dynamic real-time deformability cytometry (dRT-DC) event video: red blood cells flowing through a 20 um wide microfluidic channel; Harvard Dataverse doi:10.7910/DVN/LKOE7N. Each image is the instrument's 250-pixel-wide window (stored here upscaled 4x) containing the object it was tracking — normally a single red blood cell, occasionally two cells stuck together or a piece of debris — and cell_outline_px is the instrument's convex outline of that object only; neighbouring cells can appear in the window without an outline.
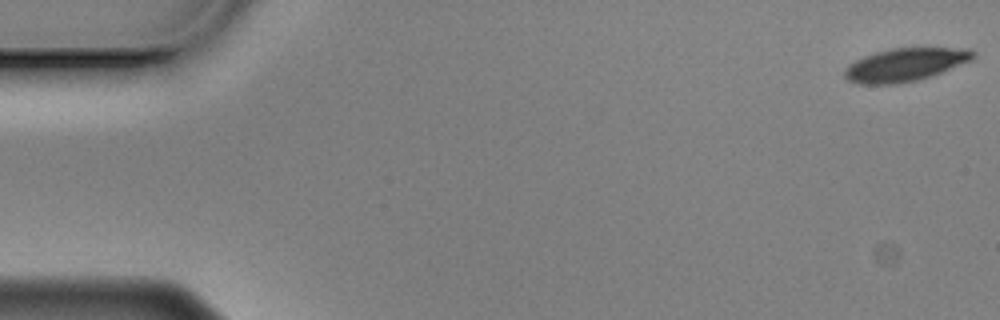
{"species": "Egyptian fruit bat (a non-hibernating species)", "species_latin": "Rousettus aegyptiacus", "temperature_condition": "cold", "stored_images_in_passage": 58, "camera_frame_rate_fps": 3000, "um_per_image_px": 0.085, "animal": {"sex": "male"}, "frame": {"image": 1, "passage_image": 1, "time_ms": 0.0, "image_size_px": [1000, 320], "cell_outline_px": [[976, 56], [972, 60], [940, 72], [916, 80], [892, 84], [860, 84], [848, 80], [844, 76], [844, 68], [848, 64], [864, 56], [888, 48], [968, 48], [976, 52]], "centroid_in_image_um": [76.92, 5.48], "position_along_channel_um": 8.1, "area_um2": 24.62}}
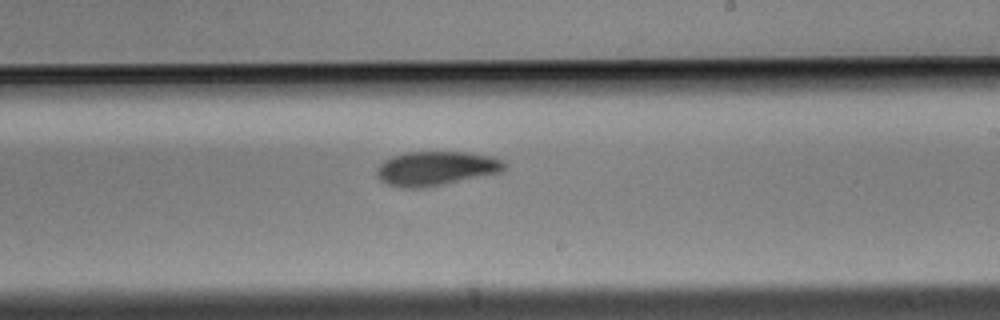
{"frame": {"image": 2, "passage_image": 34, "time_ms": 11.0, "image_size_px": [1000, 320], "cell_outline_px": [[508, 164], [500, 172], [444, 184], [424, 188], [400, 188], [388, 184], [380, 180], [376, 176], [376, 168], [384, 160], [392, 156], [404, 152], [468, 152], [492, 156], [504, 160]], "centroid_in_image_um": [37.04, 14.31], "position_along_channel_um": 252.0, "area_um2": 25.66}}
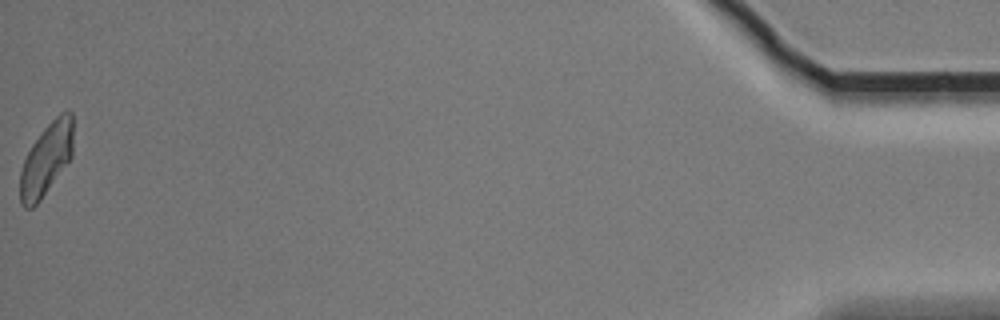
{"frame": {"image": 3, "passage_image": 58, "time_ms": 19.0, "image_size_px": [1000, 320], "cell_outline_px": [[72, 156], [40, 200], [32, 208], [24, 208], [20, 204], [20, 172], [24, 160], [32, 144], [44, 128], [60, 112], [68, 108], [72, 112]], "centroid_in_image_um": [3.93, 13.52], "position_along_channel_um": 431.3, "area_um2": 22.14}, "authors_computed_cell_mechanics": {"area_um2": 25.5476, "velocity_mm_per_s": 3.4698, "shape_relaxation_time_tau1_ms": 3.5788, "shape_relaxation_time_tau2_ms": 6.2224, "deformation_change_tau1": 0.1278, "deformation_change_tau2": 0.1239}}